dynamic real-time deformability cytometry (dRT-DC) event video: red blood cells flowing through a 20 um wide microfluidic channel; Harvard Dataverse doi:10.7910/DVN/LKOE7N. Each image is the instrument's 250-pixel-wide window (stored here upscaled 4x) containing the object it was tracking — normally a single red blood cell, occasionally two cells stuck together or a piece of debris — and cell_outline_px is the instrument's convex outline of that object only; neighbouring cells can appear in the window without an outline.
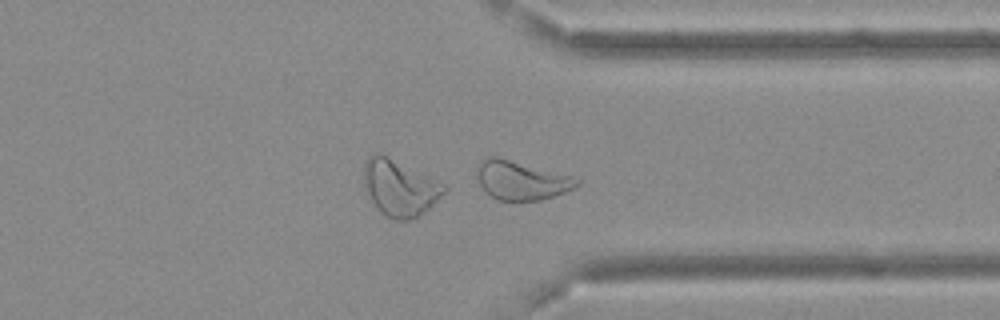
{"species": "Egyptian fruit bat (a non-hibernating species)", "species_latin": "Rousettus aegyptiacus", "temperature_condition": "cold", "stored_images_in_passage": 43, "camera_frame_rate_fps": 3000, "um_per_image_px": 0.085, "frame": {"image": 1, "passage_image": 31, "time_ms": 10.0, "image_size_px": [1000, 320], "cell_outline_px": [[580, 184], [564, 192], [540, 200], [496, 200], [480, 184], [476, 176], [476, 168], [480, 160], [488, 156], [496, 156], [572, 176], [580, 180]], "centroid_in_image_um": [44.27, 15.31], "position_along_channel_um": 367.1, "area_um2": 22.37}, "authors_computed_cell_mechanics": {"area_um2": 23.2356, "velocity_mm_per_s": 3.6695, "shape_relaxation_time_tau1_ms": null, "shape_relaxation_time_tau2_ms": 3.0031, "deformation_change_tau1": null, "deformation_change_tau2": 0.0965}}